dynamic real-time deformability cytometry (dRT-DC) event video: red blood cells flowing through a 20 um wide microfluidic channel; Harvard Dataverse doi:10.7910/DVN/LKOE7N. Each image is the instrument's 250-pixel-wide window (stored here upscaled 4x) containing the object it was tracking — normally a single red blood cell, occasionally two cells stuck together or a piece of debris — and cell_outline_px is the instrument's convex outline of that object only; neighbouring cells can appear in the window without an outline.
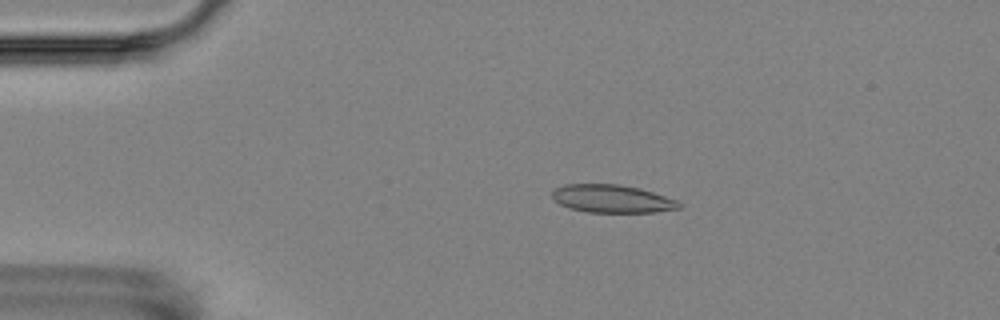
{"species": "Egyptian fruit bat (a non-hibernating species)", "species_latin": "Rousettus aegyptiacus", "temperature_condition": "room temperature", "stored_images_in_passage": 16, "camera_frame_rate_fps": 3000, "um_per_image_px": 0.085, "animal": {"sex": "female"}, "frame": {"image": 1, "passage_image": 4, "time_ms": 3.333, "image_size_px": [1000, 320], "cell_outline_px": [[680, 208], [656, 212], [588, 212], [568, 208], [560, 204], [552, 196], [552, 192], [556, 188], [564, 184], [616, 184], [640, 188], [676, 200], [680, 204]], "centroid_in_image_um": [52.0, 16.89], "position_along_channel_um": 33.0, "area_um2": 20.46}}
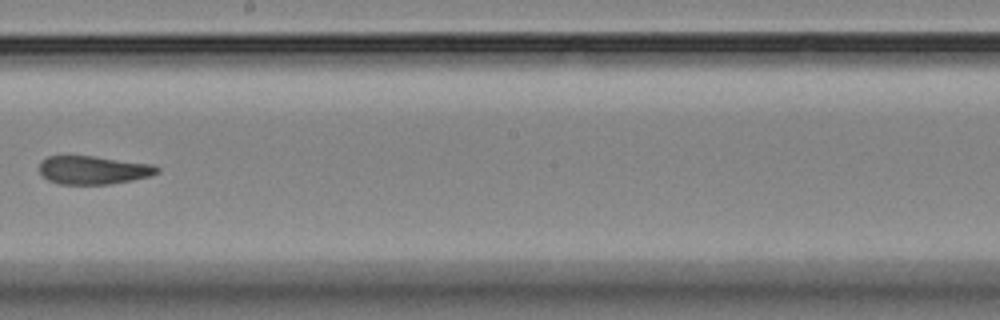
{"frame": {"image": 2, "passage_image": 10, "time_ms": 10.333, "image_size_px": [1000, 320], "cell_outline_px": [[160, 172], [148, 176], [132, 180], [108, 184], [60, 184], [48, 180], [40, 172], [40, 164], [48, 156], [92, 156], [152, 164], [160, 168]], "centroid_in_image_um": [7.95, 14.45], "position_along_channel_um": 240.2, "area_um2": 19.19}}
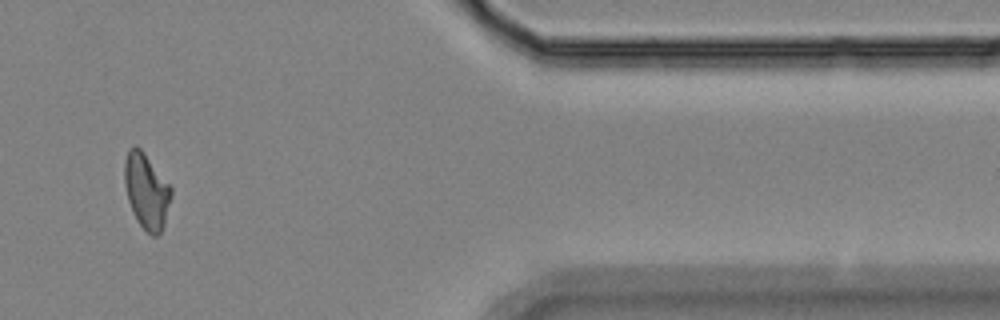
{"frame": {"image": 3, "passage_image": 14, "time_ms": 15.667, "image_size_px": [1000, 320], "cell_outline_px": [[172, 196], [164, 224], [160, 232], [156, 236], [152, 236], [136, 220], [128, 200], [124, 184], [124, 160], [128, 148], [136, 144], [144, 152], [172, 188]], "centroid_in_image_um": [12.43, 16.2], "position_along_channel_um": 399.0, "area_um2": 20.52}, "authors_computed_cell_mechanics": {"area_um2": 20.3456, "velocity_mm_per_s": 3.595, "shape_relaxation_time_tau1_ms": null, "shape_relaxation_time_tau2_ms": 2.5999, "deformation_change_tau1": null, "deformation_change_tau2": 0.1072}}